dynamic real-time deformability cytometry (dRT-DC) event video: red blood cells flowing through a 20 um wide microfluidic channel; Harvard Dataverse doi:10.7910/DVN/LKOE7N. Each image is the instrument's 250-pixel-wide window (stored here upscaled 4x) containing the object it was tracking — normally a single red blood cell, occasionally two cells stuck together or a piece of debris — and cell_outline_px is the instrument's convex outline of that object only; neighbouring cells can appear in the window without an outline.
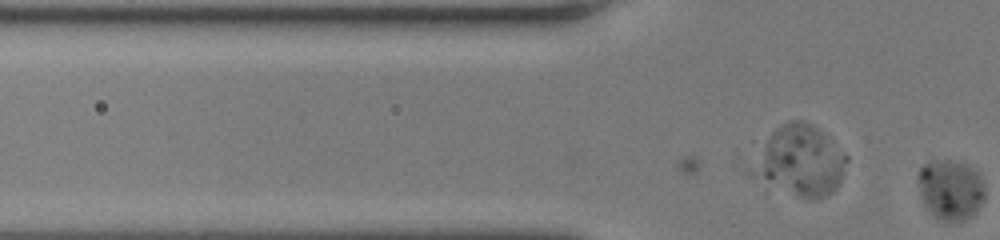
{"species": "human", "species_latin": "Homo sapiens", "temperature_condition": "room temperature", "stored_images_in_passage": 3, "camera_frame_rate_fps": 3000, "um_per_image_px": 0.085, "donor": {"sex": "female"}, "frame": {"image": 1, "passage_image": 3, "time_ms": 0.667, "image_size_px": [1000, 240], "cell_outline_px": [[984, 196], [980, 204], [964, 220], [944, 220], [936, 216], [928, 208], [920, 192], [920, 168], [924, 164], [932, 160], [948, 160], [968, 164], [980, 176], [984, 188]], "centroid_in_image_um": [80.81, 16.06], "position_along_channel_um": 45.0, "area_um2": 22.43}}